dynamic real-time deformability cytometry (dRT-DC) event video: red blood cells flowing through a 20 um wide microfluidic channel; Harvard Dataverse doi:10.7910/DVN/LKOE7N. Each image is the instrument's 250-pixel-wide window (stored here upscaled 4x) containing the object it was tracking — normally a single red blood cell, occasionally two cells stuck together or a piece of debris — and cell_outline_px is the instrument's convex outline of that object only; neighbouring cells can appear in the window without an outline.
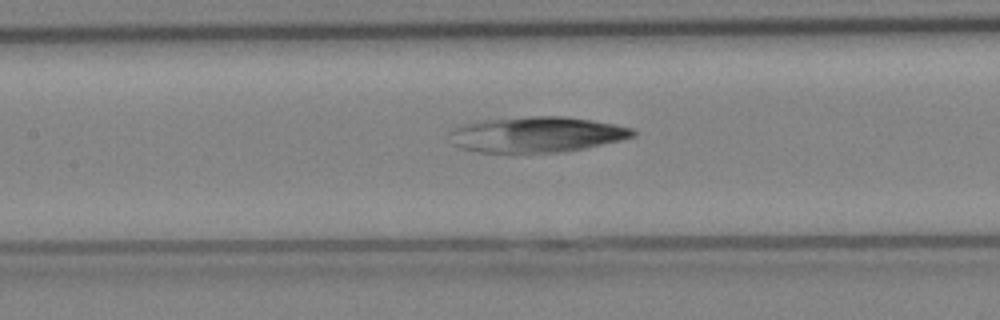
{"species": "Egyptian fruit bat (a non-hibernating species)", "species_latin": "Rousettus aegyptiacus", "temperature_condition": "cold", "stored_images_in_passage": 9, "camera_frame_rate_fps": 3000, "um_per_image_px": 0.085, "animal": {"sex": "female"}, "frame": {"image": 1, "passage_image": 7, "time_ms": 2.0, "image_size_px": [1000, 320], "cell_outline_px": [[636, 136], [620, 140], [584, 148], [564, 152], [476, 152], [460, 148], [452, 144], [452, 128], [464, 124], [480, 120], [528, 116], [564, 116], [592, 120], [632, 128], [636, 132]], "centroid_in_image_um": [45.61, 11.43], "position_along_channel_um": 161.8, "area_um2": 37.92}}